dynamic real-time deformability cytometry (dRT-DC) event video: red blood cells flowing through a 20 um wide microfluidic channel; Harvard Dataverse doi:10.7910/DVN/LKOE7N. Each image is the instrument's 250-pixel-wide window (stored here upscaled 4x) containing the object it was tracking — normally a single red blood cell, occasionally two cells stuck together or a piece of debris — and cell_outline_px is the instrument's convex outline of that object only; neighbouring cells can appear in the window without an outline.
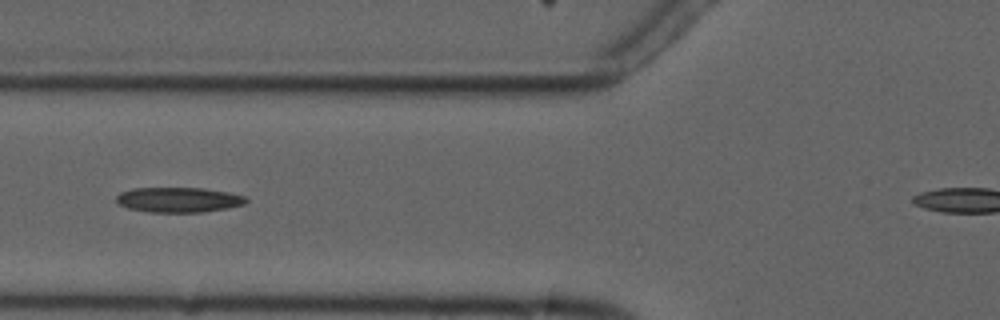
{"species": "common noctule bat (a hibernating species)", "species_latin": "Nyctalus noctula", "temperature_condition": "cold", "stored_images_in_passage": 3, "camera_frame_rate_fps": 3000, "um_per_image_px": 0.085, "animal": {"sex": "male", "forearm_length_mm": 52.5}, "frame": {"image": 1, "passage_image": 3, "time_ms": 3.0, "image_size_px": [1000, 320], "cell_outline_px": [[248, 200], [244, 204], [228, 208], [204, 212], [148, 212], [128, 208], [120, 204], [116, 200], [116, 196], [120, 192], [132, 188], [204, 188], [228, 192], [244, 196]], "centroid_in_image_um": [15.17, 16.98], "position_along_channel_um": 110.6, "area_um2": 18.96}}